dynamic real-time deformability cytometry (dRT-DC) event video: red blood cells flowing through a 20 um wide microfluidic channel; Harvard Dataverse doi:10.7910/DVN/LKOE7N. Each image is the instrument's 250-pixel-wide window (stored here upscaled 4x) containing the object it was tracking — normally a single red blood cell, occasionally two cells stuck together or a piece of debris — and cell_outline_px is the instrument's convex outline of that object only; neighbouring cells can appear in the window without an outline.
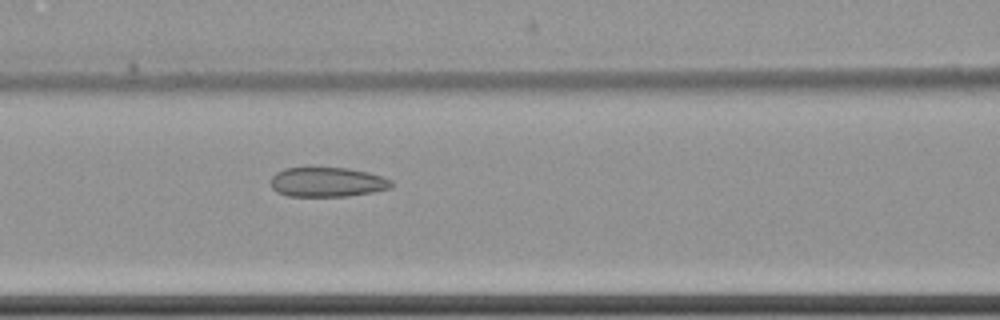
{"species": "common noctule bat (a hibernating species)", "species_latin": "Nyctalus noctula", "temperature_condition": "cold", "stored_images_in_passage": 7, "camera_frame_rate_fps": 3000, "um_per_image_px": 0.085, "animal": {"sex": "female", "body_mass_g": 22.7, "forearm_length_mm": 54.2}, "frame": {"image": 1, "passage_image": 7, "time_ms": 8.0, "image_size_px": [1000, 320], "cell_outline_px": [[392, 188], [372, 192], [348, 196], [288, 196], [276, 192], [272, 188], [272, 176], [276, 172], [284, 168], [348, 168], [368, 172], [392, 180]], "centroid_in_image_um": [27.82, 15.48], "position_along_channel_um": 138.8, "area_um2": 20.75}}